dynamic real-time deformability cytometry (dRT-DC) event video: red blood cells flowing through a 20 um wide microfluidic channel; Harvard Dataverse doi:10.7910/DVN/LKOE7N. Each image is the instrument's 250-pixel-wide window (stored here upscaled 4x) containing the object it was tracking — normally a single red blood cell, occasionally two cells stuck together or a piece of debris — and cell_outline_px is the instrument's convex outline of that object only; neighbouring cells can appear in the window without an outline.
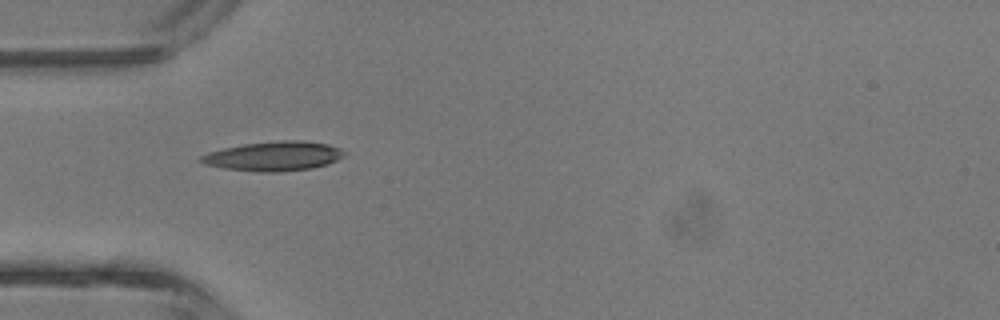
{"species": "common noctule bat (a hibernating species)", "species_latin": "Nyctalus noctula", "temperature_condition": "room temperature", "stored_images_in_passage": 29, "camera_frame_rate_fps": 3000, "um_per_image_px": 0.085, "animal": {"sex": "male", "body_mass_g": 13.3}, "frame": {"image": 1, "passage_image": 1, "time_ms": 0.0, "image_size_px": [1000, 320], "cell_outline_px": [[348, 152], [344, 156], [328, 164], [312, 168], [280, 172], [260, 172], [224, 168], [204, 164], [196, 160], [200, 156], [208, 152], [224, 148], [244, 144], [280, 140], [304, 140], [328, 144], [340, 148]], "centroid_in_image_um": [23.28, 13.27], "position_along_channel_um": 61.7, "area_um2": 24.8}}
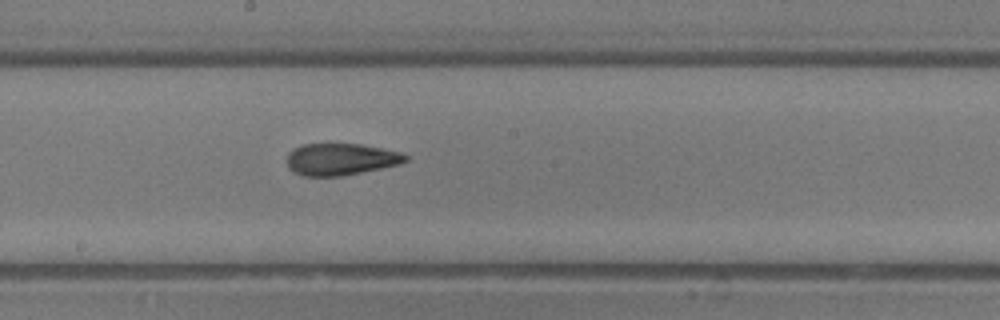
{"frame": {"image": 2, "passage_image": 11, "time_ms": 3.333, "image_size_px": [1000, 320], "cell_outline_px": [[408, 160], [400, 164], [340, 176], [304, 176], [292, 172], [288, 168], [288, 152], [292, 148], [300, 144], [360, 144], [400, 152], [408, 156]], "centroid_in_image_um": [28.92, 13.53], "position_along_channel_um": 219.3, "area_um2": 21.96}}
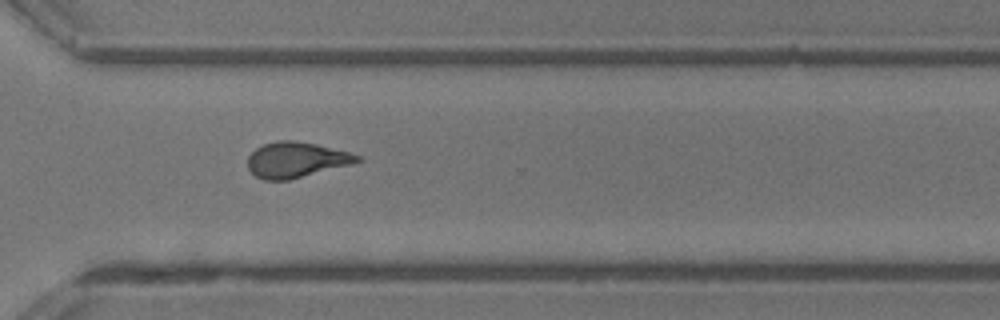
{"frame": {"image": 3, "passage_image": 19, "time_ms": 6.0, "image_size_px": [1000, 320], "cell_outline_px": [[364, 160], [352, 164], [288, 180], [264, 180], [256, 176], [248, 168], [248, 156], [256, 148], [264, 144], [276, 140], [292, 140], [316, 144], [348, 152], [360, 156]], "centroid_in_image_um": [25.17, 13.58], "position_along_channel_um": 345.4, "area_um2": 22.54}, "authors_computed_cell_mechanics": {"area_um2": 22.3686, "velocity_mm_per_s": 4.7523, "shape_relaxation_time_tau1_ms": 5.9717, "shape_relaxation_time_tau2_ms": 1.6913, "deformation_change_tau1": 0.2284, "deformation_change_tau2": 0.0887}}